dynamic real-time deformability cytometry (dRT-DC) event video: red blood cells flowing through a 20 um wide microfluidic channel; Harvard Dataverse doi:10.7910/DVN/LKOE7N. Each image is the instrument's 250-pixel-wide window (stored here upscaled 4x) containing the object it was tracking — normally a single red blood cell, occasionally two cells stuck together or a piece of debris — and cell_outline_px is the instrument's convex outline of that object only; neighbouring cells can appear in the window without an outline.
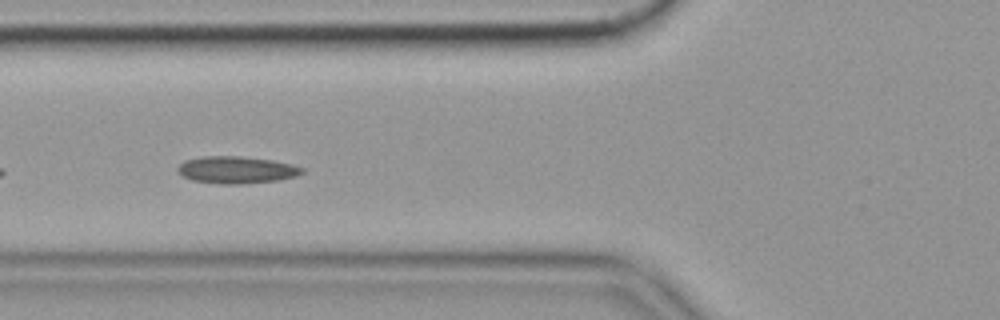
{"species": "common noctule bat (a hibernating species)", "species_latin": "Nyctalus noctula", "temperature_condition": "cold", "stored_images_in_passage": 34, "camera_frame_rate_fps": 3000, "um_per_image_px": 0.085, "animal": {"sex": "female", "body_mass_g": 19.9}, "frame": {"image": 1, "passage_image": 6, "time_ms": 1.667, "image_size_px": [1000, 320], "cell_outline_px": [[304, 172], [296, 176], [276, 180], [240, 184], [220, 184], [192, 180], [176, 172], [176, 168], [184, 160], [204, 156], [240, 156], [272, 160], [292, 164], [304, 168]], "centroid_in_image_um": [20.08, 14.43], "position_along_channel_um": 105.7, "area_um2": 19.65}}